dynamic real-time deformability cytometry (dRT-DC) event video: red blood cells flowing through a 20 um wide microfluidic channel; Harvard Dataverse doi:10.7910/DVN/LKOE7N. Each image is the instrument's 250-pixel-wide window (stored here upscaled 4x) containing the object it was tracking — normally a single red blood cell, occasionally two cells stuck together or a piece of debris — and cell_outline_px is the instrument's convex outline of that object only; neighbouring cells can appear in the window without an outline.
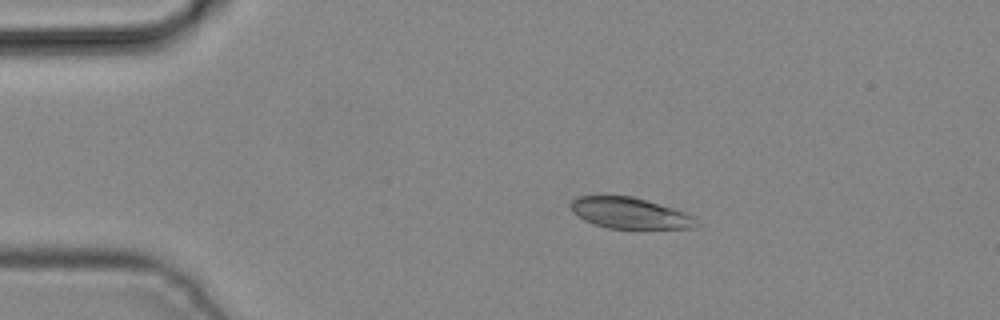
{"species": "common noctule bat (a hibernating species)", "species_latin": "Nyctalus noctula", "temperature_condition": "cold", "stored_images_in_passage": 4, "camera_frame_rate_fps": 3000, "um_per_image_px": 0.085, "animal": {"sex": "male", "body_mass_g": 19.2, "forearm_length_mm": 51.8}, "frame": {"image": 1, "passage_image": 3, "time_ms": 0.667, "image_size_px": [1000, 320], "cell_outline_px": [[700, 224], [692, 228], [608, 228], [592, 224], [584, 220], [572, 212], [568, 204], [576, 196], [632, 196], [672, 208], [684, 212], [692, 216]], "centroid_in_image_um": [53.47, 18.11], "position_along_channel_um": 31.5, "area_um2": 22.6}}